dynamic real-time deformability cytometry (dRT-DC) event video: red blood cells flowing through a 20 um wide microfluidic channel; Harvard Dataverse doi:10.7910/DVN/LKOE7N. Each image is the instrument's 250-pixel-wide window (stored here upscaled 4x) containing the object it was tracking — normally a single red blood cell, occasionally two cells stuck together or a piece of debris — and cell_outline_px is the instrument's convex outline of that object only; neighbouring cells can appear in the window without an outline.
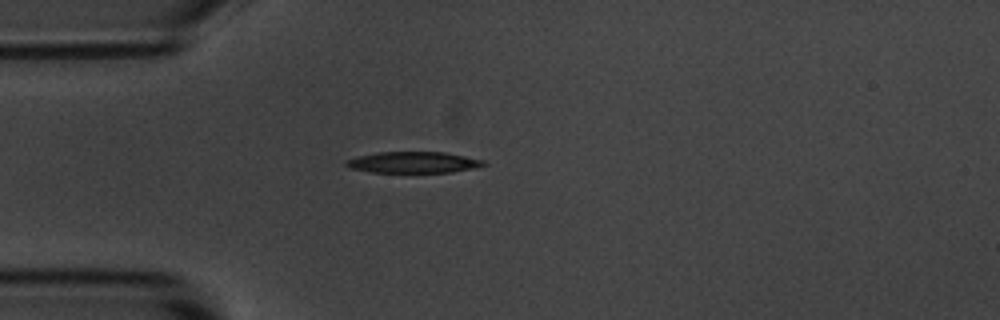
{"species": "common noctule bat (a hibernating species)", "species_latin": "Nyctalus noctula", "temperature_condition": "room temperature", "stored_images_in_passage": 4, "camera_frame_rate_fps": 3000, "um_per_image_px": 0.085, "animal": {"sex": "male", "body_mass_g": 20.1, "forearm_length_mm": 53.5}, "frame": {"image": 1, "passage_image": 4, "time_ms": 1.0, "image_size_px": [1000, 320], "cell_outline_px": [[488, 164], [476, 168], [452, 172], [372, 172], [348, 168], [344, 164], [344, 160], [376, 152], [444, 152], [484, 160]], "centroid_in_image_um": [35.13, 13.8], "position_along_channel_um": 49.9, "area_um2": 17.05}}